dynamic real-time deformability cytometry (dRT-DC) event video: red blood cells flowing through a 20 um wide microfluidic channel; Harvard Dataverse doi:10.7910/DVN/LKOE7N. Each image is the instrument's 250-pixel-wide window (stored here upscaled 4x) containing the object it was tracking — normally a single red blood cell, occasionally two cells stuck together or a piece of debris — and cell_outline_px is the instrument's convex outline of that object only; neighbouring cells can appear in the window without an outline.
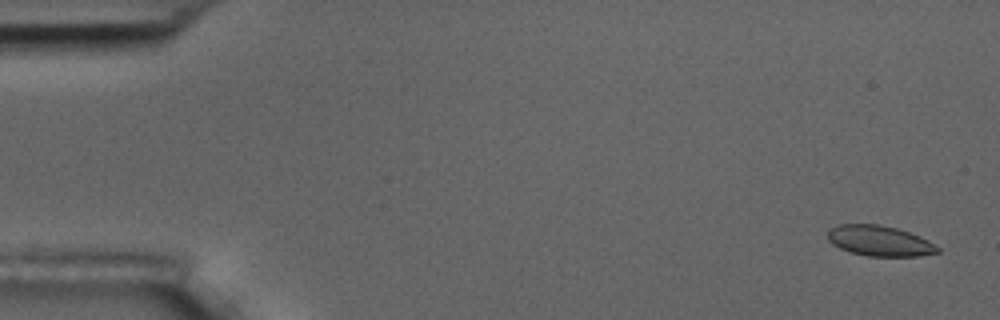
{"species": "common noctule bat (a hibernating species)", "species_latin": "Nyctalus noctula", "temperature_condition": "room temperature", "stored_images_in_passage": 5, "camera_frame_rate_fps": 3000, "um_per_image_px": 0.085, "animal": {"sex": "male", "body_mass_g": 17.5, "forearm_length_mm": 52.3}, "frame": {"image": 1, "passage_image": 1, "time_ms": 0.0, "image_size_px": [1000, 320], "cell_outline_px": [[940, 252], [920, 256], [868, 256], [852, 252], [840, 248], [832, 244], [828, 240], [828, 232], [832, 228], [840, 224], [880, 224], [896, 228], [920, 236], [928, 240], [940, 248]], "centroid_in_image_um": [74.79, 20.47], "position_along_channel_um": 10.2, "area_um2": 19.42}}